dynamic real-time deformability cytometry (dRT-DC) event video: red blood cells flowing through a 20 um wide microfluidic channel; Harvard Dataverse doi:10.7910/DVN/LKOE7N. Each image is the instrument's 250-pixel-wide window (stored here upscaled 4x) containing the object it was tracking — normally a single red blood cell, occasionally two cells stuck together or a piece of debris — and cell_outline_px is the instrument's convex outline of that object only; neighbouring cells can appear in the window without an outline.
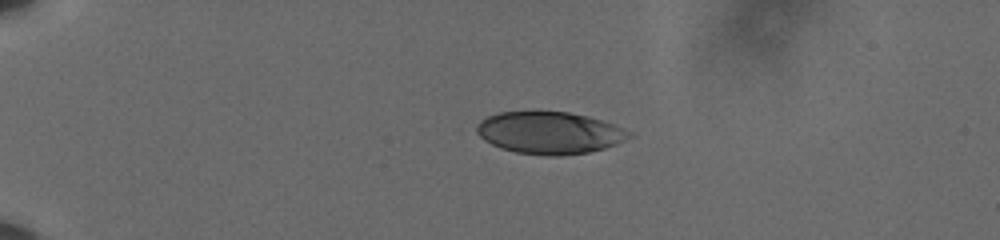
{"species": "human", "species_latin": "Homo sapiens", "temperature_condition": "cold", "stored_images_in_passage": 45, "camera_frame_rate_fps": 3000, "um_per_image_px": 0.085, "donor": {"sex": "male"}, "frame": {"image": 1, "passage_image": 1, "time_ms": 0.0, "image_size_px": [1000, 240], "cell_outline_px": [[632, 136], [616, 144], [604, 148], [588, 152], [560, 156], [544, 156], [516, 152], [500, 148], [484, 140], [476, 132], [476, 124], [480, 120], [488, 116], [500, 112], [568, 112], [588, 116], [612, 124], [632, 132]], "centroid_in_image_um": [46.68, 11.3], "position_along_channel_um": 38.3, "area_um2": 37.34}}
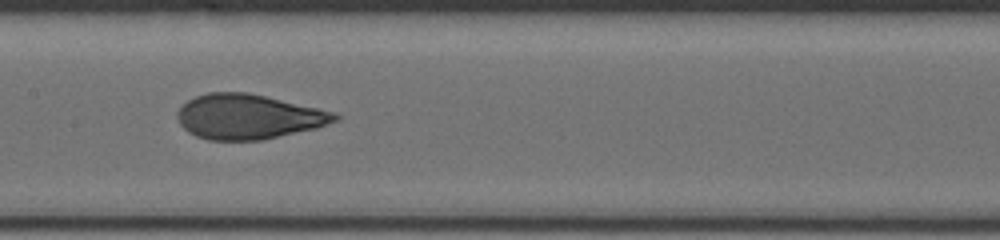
{"frame": {"image": 2, "passage_image": 19, "time_ms": 6.0, "image_size_px": [1000, 240], "cell_outline_px": [[340, 116], [336, 120], [316, 128], [260, 140], [208, 140], [196, 136], [188, 132], [180, 124], [176, 116], [176, 112], [188, 100], [196, 96], [208, 92], [248, 92], [336, 112]], "centroid_in_image_um": [21.08, 9.91], "position_along_channel_um": 186.3, "area_um2": 40.98}}
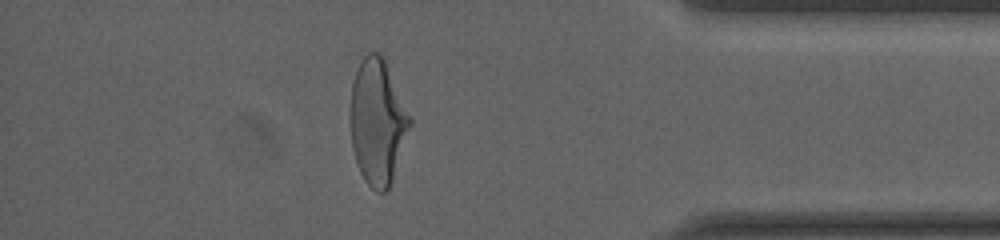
{"frame": {"image": 3, "passage_image": 39, "time_ms": 12.667, "image_size_px": [1000, 240], "cell_outline_px": [[412, 124], [392, 180], [388, 188], [384, 192], [376, 192], [364, 180], [360, 172], [352, 148], [352, 84], [356, 72], [364, 56], [368, 52], [380, 52], [384, 60], [412, 120]], "centroid_in_image_um": [32.11, 10.39], "position_along_channel_um": 403.1, "area_um2": 42.48}, "authors_computed_cell_mechanics": {"area_um2": 40.8646, "velocity_mm_per_s": 3.6044, "shape_relaxation_time_tau1_ms": 4.6986, "shape_relaxation_time_tau2_ms": 0.8112, "deformation_change_tau1": 0.2044, "deformation_change_tau2": 0.0717}}